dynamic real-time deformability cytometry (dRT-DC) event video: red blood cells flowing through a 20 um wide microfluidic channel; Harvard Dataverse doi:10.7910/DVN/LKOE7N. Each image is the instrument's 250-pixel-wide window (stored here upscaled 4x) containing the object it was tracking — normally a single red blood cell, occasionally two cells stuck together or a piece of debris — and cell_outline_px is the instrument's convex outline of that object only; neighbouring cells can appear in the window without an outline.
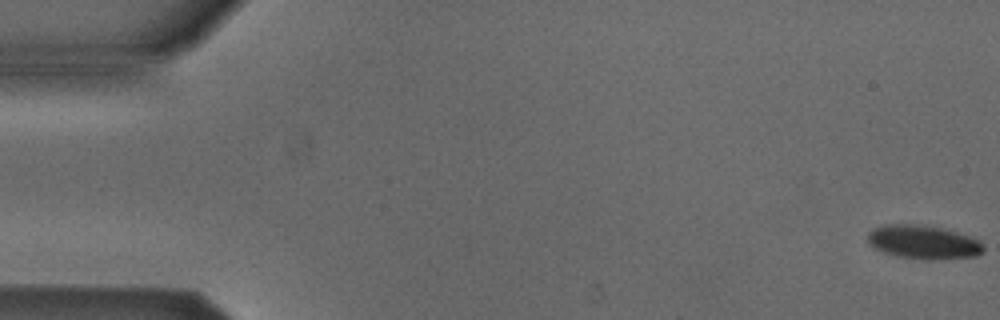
{"species": "Egyptian fruit bat (a non-hibernating species)", "species_latin": "Rousettus aegyptiacus", "temperature_condition": "cold", "stored_images_in_passage": 6, "camera_frame_rate_fps": 3000, "um_per_image_px": 0.085, "animal": {"sex": "male"}, "frame": {"image": 1, "passage_image": 1, "time_ms": 0.0, "image_size_px": [1000, 320], "cell_outline_px": [[984, 252], [976, 256], [928, 260], [896, 256], [884, 252], [868, 244], [868, 232], [872, 228], [884, 224], [916, 224], [940, 228], [956, 232], [968, 236], [976, 240], [984, 248]], "centroid_in_image_um": [78.43, 20.58], "position_along_channel_um": 6.6, "area_um2": 22.54}}